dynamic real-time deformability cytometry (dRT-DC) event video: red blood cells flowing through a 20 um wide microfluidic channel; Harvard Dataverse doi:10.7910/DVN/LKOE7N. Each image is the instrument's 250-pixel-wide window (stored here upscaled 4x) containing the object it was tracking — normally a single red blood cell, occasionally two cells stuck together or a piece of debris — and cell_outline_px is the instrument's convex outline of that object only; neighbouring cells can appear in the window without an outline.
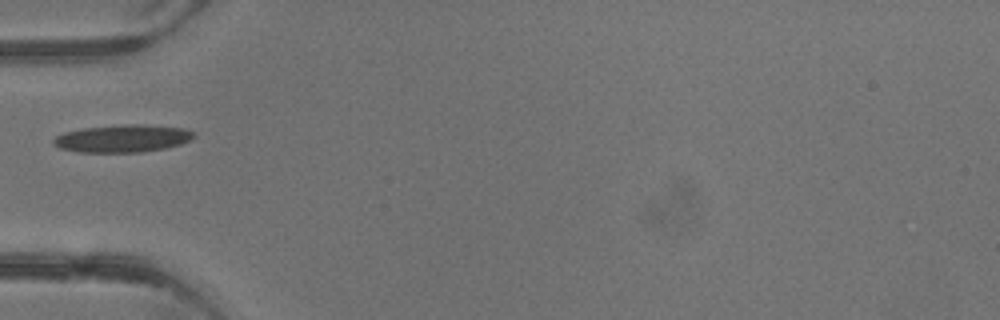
{"species": "common noctule bat (a hibernating species)", "species_latin": "Nyctalus noctula", "temperature_condition": "warm", "stored_images_in_passage": 1, "camera_frame_rate_fps": 3000, "um_per_image_px": 0.085, "animal": {"sex": "male", "body_mass_g": 13.3}, "frame": {"image": 1, "passage_image": 1, "time_ms": 0.0, "image_size_px": [1000, 320], "cell_outline_px": [[196, 136], [192, 140], [180, 144], [164, 148], [140, 152], [80, 152], [60, 148], [52, 144], [52, 140], [56, 136], [64, 132], [84, 128], [128, 124], [144, 124], [184, 128], [196, 132]], "centroid_in_image_um": [10.45, 11.76], "position_along_channel_um": 74.5, "area_um2": 22.6}}